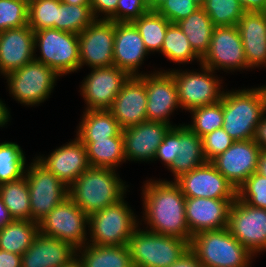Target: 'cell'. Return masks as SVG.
Segmentation results:
<instances>
[{"label":"cell","mask_w":266,"mask_h":267,"mask_svg":"<svg viewBox=\"0 0 266 267\" xmlns=\"http://www.w3.org/2000/svg\"><path fill=\"white\" fill-rule=\"evenodd\" d=\"M0 197L14 220L31 221L30 193L25 176L1 184Z\"/></svg>","instance_id":"obj_33"},{"label":"cell","mask_w":266,"mask_h":267,"mask_svg":"<svg viewBox=\"0 0 266 267\" xmlns=\"http://www.w3.org/2000/svg\"><path fill=\"white\" fill-rule=\"evenodd\" d=\"M82 143L86 146L91 167L116 170L118 165L126 162L123 137H110L95 142Z\"/></svg>","instance_id":"obj_31"},{"label":"cell","mask_w":266,"mask_h":267,"mask_svg":"<svg viewBox=\"0 0 266 267\" xmlns=\"http://www.w3.org/2000/svg\"><path fill=\"white\" fill-rule=\"evenodd\" d=\"M26 157L15 142L0 143V185L18 180L25 175Z\"/></svg>","instance_id":"obj_37"},{"label":"cell","mask_w":266,"mask_h":267,"mask_svg":"<svg viewBox=\"0 0 266 267\" xmlns=\"http://www.w3.org/2000/svg\"><path fill=\"white\" fill-rule=\"evenodd\" d=\"M118 0H90V6L95 19L108 20L117 9ZM103 15H102V14ZM101 14V16H99Z\"/></svg>","instance_id":"obj_47"},{"label":"cell","mask_w":266,"mask_h":267,"mask_svg":"<svg viewBox=\"0 0 266 267\" xmlns=\"http://www.w3.org/2000/svg\"><path fill=\"white\" fill-rule=\"evenodd\" d=\"M237 28L249 68H266V12H244Z\"/></svg>","instance_id":"obj_26"},{"label":"cell","mask_w":266,"mask_h":267,"mask_svg":"<svg viewBox=\"0 0 266 267\" xmlns=\"http://www.w3.org/2000/svg\"><path fill=\"white\" fill-rule=\"evenodd\" d=\"M189 247L203 267H249L255 257L227 227L196 234Z\"/></svg>","instance_id":"obj_4"},{"label":"cell","mask_w":266,"mask_h":267,"mask_svg":"<svg viewBox=\"0 0 266 267\" xmlns=\"http://www.w3.org/2000/svg\"><path fill=\"white\" fill-rule=\"evenodd\" d=\"M227 228L254 256L266 251V209L236 198L229 209Z\"/></svg>","instance_id":"obj_12"},{"label":"cell","mask_w":266,"mask_h":267,"mask_svg":"<svg viewBox=\"0 0 266 267\" xmlns=\"http://www.w3.org/2000/svg\"><path fill=\"white\" fill-rule=\"evenodd\" d=\"M25 178L30 193L31 221L40 222L68 197V186L36 158L26 168Z\"/></svg>","instance_id":"obj_11"},{"label":"cell","mask_w":266,"mask_h":267,"mask_svg":"<svg viewBox=\"0 0 266 267\" xmlns=\"http://www.w3.org/2000/svg\"><path fill=\"white\" fill-rule=\"evenodd\" d=\"M146 86L148 121L161 122L172 125L170 115L181 108L178 99V90L173 76L165 70L138 76Z\"/></svg>","instance_id":"obj_15"},{"label":"cell","mask_w":266,"mask_h":267,"mask_svg":"<svg viewBox=\"0 0 266 267\" xmlns=\"http://www.w3.org/2000/svg\"><path fill=\"white\" fill-rule=\"evenodd\" d=\"M127 246L133 267H168L179 259L189 243L137 227Z\"/></svg>","instance_id":"obj_6"},{"label":"cell","mask_w":266,"mask_h":267,"mask_svg":"<svg viewBox=\"0 0 266 267\" xmlns=\"http://www.w3.org/2000/svg\"><path fill=\"white\" fill-rule=\"evenodd\" d=\"M193 1L196 2L200 7H202L206 0H193Z\"/></svg>","instance_id":"obj_58"},{"label":"cell","mask_w":266,"mask_h":267,"mask_svg":"<svg viewBox=\"0 0 266 267\" xmlns=\"http://www.w3.org/2000/svg\"><path fill=\"white\" fill-rule=\"evenodd\" d=\"M34 31L28 26L0 31V74L24 67L35 60Z\"/></svg>","instance_id":"obj_23"},{"label":"cell","mask_w":266,"mask_h":267,"mask_svg":"<svg viewBox=\"0 0 266 267\" xmlns=\"http://www.w3.org/2000/svg\"><path fill=\"white\" fill-rule=\"evenodd\" d=\"M189 112L192 114V122L186 125L202 138L206 134L222 128L223 96L218 103L197 107Z\"/></svg>","instance_id":"obj_38"},{"label":"cell","mask_w":266,"mask_h":267,"mask_svg":"<svg viewBox=\"0 0 266 267\" xmlns=\"http://www.w3.org/2000/svg\"><path fill=\"white\" fill-rule=\"evenodd\" d=\"M66 4H74V5H90V0H60Z\"/></svg>","instance_id":"obj_57"},{"label":"cell","mask_w":266,"mask_h":267,"mask_svg":"<svg viewBox=\"0 0 266 267\" xmlns=\"http://www.w3.org/2000/svg\"><path fill=\"white\" fill-rule=\"evenodd\" d=\"M245 12H266V0H238Z\"/></svg>","instance_id":"obj_50"},{"label":"cell","mask_w":266,"mask_h":267,"mask_svg":"<svg viewBox=\"0 0 266 267\" xmlns=\"http://www.w3.org/2000/svg\"><path fill=\"white\" fill-rule=\"evenodd\" d=\"M28 25V3L0 0V31Z\"/></svg>","instance_id":"obj_41"},{"label":"cell","mask_w":266,"mask_h":267,"mask_svg":"<svg viewBox=\"0 0 266 267\" xmlns=\"http://www.w3.org/2000/svg\"><path fill=\"white\" fill-rule=\"evenodd\" d=\"M260 151L253 139L234 141L211 163L237 189L256 172Z\"/></svg>","instance_id":"obj_18"},{"label":"cell","mask_w":266,"mask_h":267,"mask_svg":"<svg viewBox=\"0 0 266 267\" xmlns=\"http://www.w3.org/2000/svg\"><path fill=\"white\" fill-rule=\"evenodd\" d=\"M207 161L203 154L202 138L186 124L178 125V155L168 168L173 173L174 181Z\"/></svg>","instance_id":"obj_27"},{"label":"cell","mask_w":266,"mask_h":267,"mask_svg":"<svg viewBox=\"0 0 266 267\" xmlns=\"http://www.w3.org/2000/svg\"><path fill=\"white\" fill-rule=\"evenodd\" d=\"M178 155V126L175 125L170 128L164 136L163 141L157 148L154 160L163 161L167 169L172 165Z\"/></svg>","instance_id":"obj_46"},{"label":"cell","mask_w":266,"mask_h":267,"mask_svg":"<svg viewBox=\"0 0 266 267\" xmlns=\"http://www.w3.org/2000/svg\"><path fill=\"white\" fill-rule=\"evenodd\" d=\"M131 76L116 66L92 68L80 86L85 110H109L114 99Z\"/></svg>","instance_id":"obj_14"},{"label":"cell","mask_w":266,"mask_h":267,"mask_svg":"<svg viewBox=\"0 0 266 267\" xmlns=\"http://www.w3.org/2000/svg\"><path fill=\"white\" fill-rule=\"evenodd\" d=\"M147 91L138 76H131L114 99L109 112L122 129L147 121Z\"/></svg>","instance_id":"obj_24"},{"label":"cell","mask_w":266,"mask_h":267,"mask_svg":"<svg viewBox=\"0 0 266 267\" xmlns=\"http://www.w3.org/2000/svg\"><path fill=\"white\" fill-rule=\"evenodd\" d=\"M39 232L38 222L13 220L0 230V249L22 255Z\"/></svg>","instance_id":"obj_32"},{"label":"cell","mask_w":266,"mask_h":267,"mask_svg":"<svg viewBox=\"0 0 266 267\" xmlns=\"http://www.w3.org/2000/svg\"><path fill=\"white\" fill-rule=\"evenodd\" d=\"M142 188L143 221L146 230L156 234L192 239L186 213L185 199L180 187L173 181L147 180ZM149 228V229H148Z\"/></svg>","instance_id":"obj_1"},{"label":"cell","mask_w":266,"mask_h":267,"mask_svg":"<svg viewBox=\"0 0 266 267\" xmlns=\"http://www.w3.org/2000/svg\"><path fill=\"white\" fill-rule=\"evenodd\" d=\"M18 1H26L28 3L30 0H18Z\"/></svg>","instance_id":"obj_59"},{"label":"cell","mask_w":266,"mask_h":267,"mask_svg":"<svg viewBox=\"0 0 266 267\" xmlns=\"http://www.w3.org/2000/svg\"><path fill=\"white\" fill-rule=\"evenodd\" d=\"M88 225L89 215L67 197L39 222V230L78 249L88 243Z\"/></svg>","instance_id":"obj_10"},{"label":"cell","mask_w":266,"mask_h":267,"mask_svg":"<svg viewBox=\"0 0 266 267\" xmlns=\"http://www.w3.org/2000/svg\"><path fill=\"white\" fill-rule=\"evenodd\" d=\"M35 60L55 70L61 77L80 69L79 37L72 32L46 28L34 31Z\"/></svg>","instance_id":"obj_7"},{"label":"cell","mask_w":266,"mask_h":267,"mask_svg":"<svg viewBox=\"0 0 266 267\" xmlns=\"http://www.w3.org/2000/svg\"><path fill=\"white\" fill-rule=\"evenodd\" d=\"M61 267H84L82 264V261L79 259V257L76 255L74 258H72L67 264L62 265Z\"/></svg>","instance_id":"obj_55"},{"label":"cell","mask_w":266,"mask_h":267,"mask_svg":"<svg viewBox=\"0 0 266 267\" xmlns=\"http://www.w3.org/2000/svg\"><path fill=\"white\" fill-rule=\"evenodd\" d=\"M253 140L259 145L261 150L266 151V115L263 116L257 125Z\"/></svg>","instance_id":"obj_51"},{"label":"cell","mask_w":266,"mask_h":267,"mask_svg":"<svg viewBox=\"0 0 266 267\" xmlns=\"http://www.w3.org/2000/svg\"><path fill=\"white\" fill-rule=\"evenodd\" d=\"M8 208L5 206L4 202L0 197V230L3 229L7 224H10L13 221Z\"/></svg>","instance_id":"obj_52"},{"label":"cell","mask_w":266,"mask_h":267,"mask_svg":"<svg viewBox=\"0 0 266 267\" xmlns=\"http://www.w3.org/2000/svg\"><path fill=\"white\" fill-rule=\"evenodd\" d=\"M60 0H30L28 2V26L33 31L57 29V7Z\"/></svg>","instance_id":"obj_40"},{"label":"cell","mask_w":266,"mask_h":267,"mask_svg":"<svg viewBox=\"0 0 266 267\" xmlns=\"http://www.w3.org/2000/svg\"><path fill=\"white\" fill-rule=\"evenodd\" d=\"M201 64L215 70H246L249 66L245 57L243 43L237 26L215 27L207 53Z\"/></svg>","instance_id":"obj_13"},{"label":"cell","mask_w":266,"mask_h":267,"mask_svg":"<svg viewBox=\"0 0 266 267\" xmlns=\"http://www.w3.org/2000/svg\"><path fill=\"white\" fill-rule=\"evenodd\" d=\"M4 77L13 99L29 107L50 97L60 75L43 63L33 60Z\"/></svg>","instance_id":"obj_8"},{"label":"cell","mask_w":266,"mask_h":267,"mask_svg":"<svg viewBox=\"0 0 266 267\" xmlns=\"http://www.w3.org/2000/svg\"><path fill=\"white\" fill-rule=\"evenodd\" d=\"M234 140L223 129H216L202 137L203 154L207 162L224 153Z\"/></svg>","instance_id":"obj_43"},{"label":"cell","mask_w":266,"mask_h":267,"mask_svg":"<svg viewBox=\"0 0 266 267\" xmlns=\"http://www.w3.org/2000/svg\"><path fill=\"white\" fill-rule=\"evenodd\" d=\"M185 197L236 199L237 189L211 162L194 168L174 181Z\"/></svg>","instance_id":"obj_17"},{"label":"cell","mask_w":266,"mask_h":267,"mask_svg":"<svg viewBox=\"0 0 266 267\" xmlns=\"http://www.w3.org/2000/svg\"><path fill=\"white\" fill-rule=\"evenodd\" d=\"M143 38L147 51L160 52L170 22L156 10H150L132 22Z\"/></svg>","instance_id":"obj_35"},{"label":"cell","mask_w":266,"mask_h":267,"mask_svg":"<svg viewBox=\"0 0 266 267\" xmlns=\"http://www.w3.org/2000/svg\"><path fill=\"white\" fill-rule=\"evenodd\" d=\"M202 7L215 27L237 26L245 12L238 0H206Z\"/></svg>","instance_id":"obj_39"},{"label":"cell","mask_w":266,"mask_h":267,"mask_svg":"<svg viewBox=\"0 0 266 267\" xmlns=\"http://www.w3.org/2000/svg\"><path fill=\"white\" fill-rule=\"evenodd\" d=\"M265 114L266 92L263 86L224 91L222 128L234 141L253 139Z\"/></svg>","instance_id":"obj_3"},{"label":"cell","mask_w":266,"mask_h":267,"mask_svg":"<svg viewBox=\"0 0 266 267\" xmlns=\"http://www.w3.org/2000/svg\"><path fill=\"white\" fill-rule=\"evenodd\" d=\"M202 69V70H201ZM174 78L178 99L182 110L190 111L194 108L218 103L224 94L221 91L222 81L212 69L200 64V71L166 70Z\"/></svg>","instance_id":"obj_9"},{"label":"cell","mask_w":266,"mask_h":267,"mask_svg":"<svg viewBox=\"0 0 266 267\" xmlns=\"http://www.w3.org/2000/svg\"><path fill=\"white\" fill-rule=\"evenodd\" d=\"M177 25L186 35L192 49L202 58L209 49L215 28L203 7L177 22Z\"/></svg>","instance_id":"obj_30"},{"label":"cell","mask_w":266,"mask_h":267,"mask_svg":"<svg viewBox=\"0 0 266 267\" xmlns=\"http://www.w3.org/2000/svg\"><path fill=\"white\" fill-rule=\"evenodd\" d=\"M80 120L76 136L81 142L123 137V129L108 110H85Z\"/></svg>","instance_id":"obj_28"},{"label":"cell","mask_w":266,"mask_h":267,"mask_svg":"<svg viewBox=\"0 0 266 267\" xmlns=\"http://www.w3.org/2000/svg\"><path fill=\"white\" fill-rule=\"evenodd\" d=\"M115 169L90 167L68 188V197L89 216L122 199L128 185Z\"/></svg>","instance_id":"obj_2"},{"label":"cell","mask_w":266,"mask_h":267,"mask_svg":"<svg viewBox=\"0 0 266 267\" xmlns=\"http://www.w3.org/2000/svg\"><path fill=\"white\" fill-rule=\"evenodd\" d=\"M168 267H203L199 261L196 253L188 247L184 253L175 261L172 265Z\"/></svg>","instance_id":"obj_48"},{"label":"cell","mask_w":266,"mask_h":267,"mask_svg":"<svg viewBox=\"0 0 266 267\" xmlns=\"http://www.w3.org/2000/svg\"><path fill=\"white\" fill-rule=\"evenodd\" d=\"M36 159L68 187L91 167L86 146L77 137L47 157L40 155Z\"/></svg>","instance_id":"obj_20"},{"label":"cell","mask_w":266,"mask_h":267,"mask_svg":"<svg viewBox=\"0 0 266 267\" xmlns=\"http://www.w3.org/2000/svg\"><path fill=\"white\" fill-rule=\"evenodd\" d=\"M90 5L61 2L57 7V29L80 34L95 21Z\"/></svg>","instance_id":"obj_36"},{"label":"cell","mask_w":266,"mask_h":267,"mask_svg":"<svg viewBox=\"0 0 266 267\" xmlns=\"http://www.w3.org/2000/svg\"><path fill=\"white\" fill-rule=\"evenodd\" d=\"M80 69L113 66L115 22L96 19L79 35Z\"/></svg>","instance_id":"obj_16"},{"label":"cell","mask_w":266,"mask_h":267,"mask_svg":"<svg viewBox=\"0 0 266 267\" xmlns=\"http://www.w3.org/2000/svg\"><path fill=\"white\" fill-rule=\"evenodd\" d=\"M149 11L146 0H118L116 12L108 20L133 22Z\"/></svg>","instance_id":"obj_45"},{"label":"cell","mask_w":266,"mask_h":267,"mask_svg":"<svg viewBox=\"0 0 266 267\" xmlns=\"http://www.w3.org/2000/svg\"><path fill=\"white\" fill-rule=\"evenodd\" d=\"M170 128L168 124L147 120L123 129L125 160L154 161L157 148Z\"/></svg>","instance_id":"obj_19"},{"label":"cell","mask_w":266,"mask_h":267,"mask_svg":"<svg viewBox=\"0 0 266 267\" xmlns=\"http://www.w3.org/2000/svg\"><path fill=\"white\" fill-rule=\"evenodd\" d=\"M159 53L174 63L185 64L196 60L199 62V65L201 64V57L192 49L186 35L177 23H170L168 25Z\"/></svg>","instance_id":"obj_34"},{"label":"cell","mask_w":266,"mask_h":267,"mask_svg":"<svg viewBox=\"0 0 266 267\" xmlns=\"http://www.w3.org/2000/svg\"><path fill=\"white\" fill-rule=\"evenodd\" d=\"M8 109L6 104L0 99V127H5L8 124L7 122L10 121L11 115Z\"/></svg>","instance_id":"obj_53"},{"label":"cell","mask_w":266,"mask_h":267,"mask_svg":"<svg viewBox=\"0 0 266 267\" xmlns=\"http://www.w3.org/2000/svg\"><path fill=\"white\" fill-rule=\"evenodd\" d=\"M22 255L0 249V267H21Z\"/></svg>","instance_id":"obj_49"},{"label":"cell","mask_w":266,"mask_h":267,"mask_svg":"<svg viewBox=\"0 0 266 267\" xmlns=\"http://www.w3.org/2000/svg\"><path fill=\"white\" fill-rule=\"evenodd\" d=\"M235 200L186 197V220L192 237L203 231L226 228L229 209Z\"/></svg>","instance_id":"obj_21"},{"label":"cell","mask_w":266,"mask_h":267,"mask_svg":"<svg viewBox=\"0 0 266 267\" xmlns=\"http://www.w3.org/2000/svg\"><path fill=\"white\" fill-rule=\"evenodd\" d=\"M84 267H133L127 245H90L76 249Z\"/></svg>","instance_id":"obj_29"},{"label":"cell","mask_w":266,"mask_h":267,"mask_svg":"<svg viewBox=\"0 0 266 267\" xmlns=\"http://www.w3.org/2000/svg\"><path fill=\"white\" fill-rule=\"evenodd\" d=\"M256 172L262 175L263 177H266V151L265 150H261L259 153Z\"/></svg>","instance_id":"obj_54"},{"label":"cell","mask_w":266,"mask_h":267,"mask_svg":"<svg viewBox=\"0 0 266 267\" xmlns=\"http://www.w3.org/2000/svg\"><path fill=\"white\" fill-rule=\"evenodd\" d=\"M124 198L89 216L88 233L90 236L88 237L90 240L88 243L90 245L121 246L128 244L133 232L139 224H142V220L136 219L137 215L135 216Z\"/></svg>","instance_id":"obj_5"},{"label":"cell","mask_w":266,"mask_h":267,"mask_svg":"<svg viewBox=\"0 0 266 267\" xmlns=\"http://www.w3.org/2000/svg\"><path fill=\"white\" fill-rule=\"evenodd\" d=\"M75 256L76 249L71 244L39 232L22 254L21 267H61Z\"/></svg>","instance_id":"obj_25"},{"label":"cell","mask_w":266,"mask_h":267,"mask_svg":"<svg viewBox=\"0 0 266 267\" xmlns=\"http://www.w3.org/2000/svg\"><path fill=\"white\" fill-rule=\"evenodd\" d=\"M237 198L250 206L266 209V177L253 173L237 188Z\"/></svg>","instance_id":"obj_42"},{"label":"cell","mask_w":266,"mask_h":267,"mask_svg":"<svg viewBox=\"0 0 266 267\" xmlns=\"http://www.w3.org/2000/svg\"><path fill=\"white\" fill-rule=\"evenodd\" d=\"M149 55L143 38L132 22H115L113 47L114 66L127 72L130 76H140L139 66Z\"/></svg>","instance_id":"obj_22"},{"label":"cell","mask_w":266,"mask_h":267,"mask_svg":"<svg viewBox=\"0 0 266 267\" xmlns=\"http://www.w3.org/2000/svg\"><path fill=\"white\" fill-rule=\"evenodd\" d=\"M165 0H146L150 10H157Z\"/></svg>","instance_id":"obj_56"},{"label":"cell","mask_w":266,"mask_h":267,"mask_svg":"<svg viewBox=\"0 0 266 267\" xmlns=\"http://www.w3.org/2000/svg\"><path fill=\"white\" fill-rule=\"evenodd\" d=\"M199 7L193 0H165L156 11L170 23H177Z\"/></svg>","instance_id":"obj_44"}]
</instances>
